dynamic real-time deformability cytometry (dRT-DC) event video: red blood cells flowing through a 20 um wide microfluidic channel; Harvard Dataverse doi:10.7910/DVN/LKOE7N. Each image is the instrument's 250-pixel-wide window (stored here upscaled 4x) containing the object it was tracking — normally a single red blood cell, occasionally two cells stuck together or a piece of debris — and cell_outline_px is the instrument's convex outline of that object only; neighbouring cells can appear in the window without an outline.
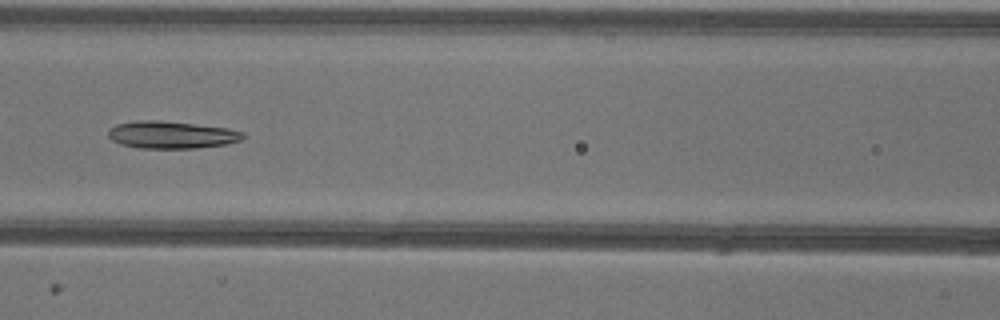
{"species": "common noctule bat (a hibernating species)", "species_latin": "Nyctalus noctula", "temperature_condition": "warm", "stored_images_in_passage": 50, "camera_frame_rate_fps": 3000, "um_per_image_px": 0.085, "animal": {"sex": "female"}, "frame": {"image": 1, "passage_image": 22, "time_ms": 7.0, "image_size_px": [1000, 320], "cell_outline_px": [[244, 136], [240, 140], [228, 144], [196, 148], [140, 148], [120, 144], [112, 140], [108, 136], [108, 128], [116, 124], [136, 120], [160, 120], [228, 128], [244, 132]], "centroid_in_image_um": [14.55, 11.45], "position_along_channel_um": 152.1, "area_um2": 21.56}, "authors_computed_cell_mechanics": {"area_um2": 23.1778, "velocity_mm_per_s": 3.9541, "shape_relaxation_time_tau1_ms": null, "shape_relaxation_time_tau2_ms": 7.7422, "deformation_change_tau1": null, "deformation_change_tau2": 0.2134}}